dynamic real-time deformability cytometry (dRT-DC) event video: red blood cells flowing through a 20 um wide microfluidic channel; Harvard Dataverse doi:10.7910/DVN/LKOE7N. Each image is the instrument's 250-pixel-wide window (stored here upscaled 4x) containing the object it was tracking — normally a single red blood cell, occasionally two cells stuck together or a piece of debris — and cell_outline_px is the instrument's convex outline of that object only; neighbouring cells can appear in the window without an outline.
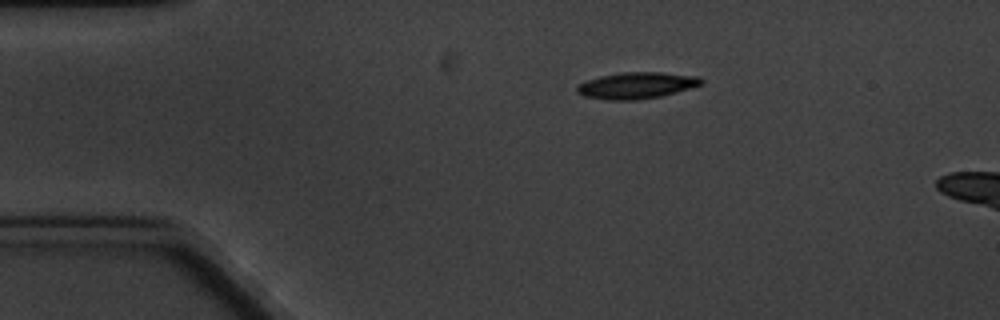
{"species": "common noctule bat (a hibernating species)", "species_latin": "Nyctalus noctula", "temperature_condition": "cold", "stored_images_in_passage": 3, "camera_frame_rate_fps": 3000, "um_per_image_px": 0.085, "animal": {"sex": "male", "body_mass_g": 20.1, "forearm_length_mm": 53.5}, "frame": {"image": 1, "passage_image": 1, "time_ms": 0.0, "image_size_px": [1000, 320], "cell_outline_px": [[704, 80], [700, 84], [676, 92], [660, 96], [636, 100], [608, 100], [584, 96], [576, 92], [576, 88], [580, 84], [588, 80], [600, 76], [624, 72], [660, 72], [700, 76]], "centroid_in_image_um": [54.1, 7.26], "position_along_channel_um": 30.9, "area_um2": 18.96}}